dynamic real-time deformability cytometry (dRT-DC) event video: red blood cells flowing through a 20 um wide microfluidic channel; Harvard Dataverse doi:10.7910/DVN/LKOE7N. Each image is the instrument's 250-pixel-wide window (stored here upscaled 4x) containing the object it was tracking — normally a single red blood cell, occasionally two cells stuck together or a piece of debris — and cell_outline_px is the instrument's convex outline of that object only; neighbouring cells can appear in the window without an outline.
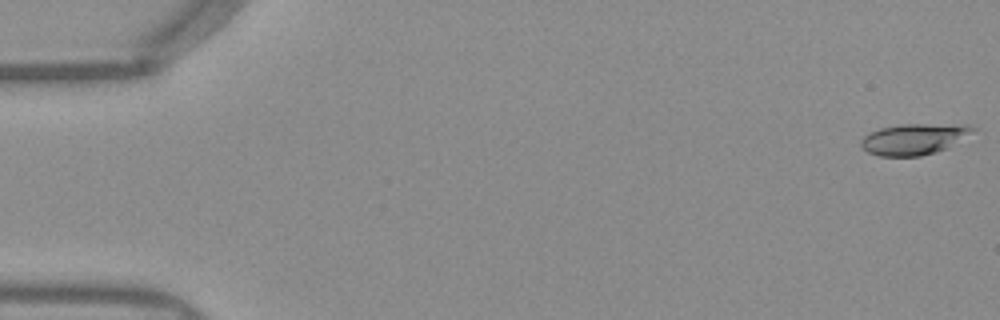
{"species": "Egyptian fruit bat (a non-hibernating species)", "species_latin": "Rousettus aegyptiacus", "temperature_condition": "warm", "stored_images_in_passage": 52, "camera_frame_rate_fps": 3000, "um_per_image_px": 0.085, "frame": {"image": 1, "passage_image": 1, "time_ms": 0.0, "image_size_px": [1000, 320], "cell_outline_px": [[976, 128], [948, 148], [936, 152], [920, 156], [880, 156], [868, 152], [860, 144], [860, 140], [864, 136], [880, 128], [904, 124], [968, 124]], "centroid_in_image_um": [77.68, 11.82], "position_along_channel_um": 7.3, "area_um2": 20.0}}
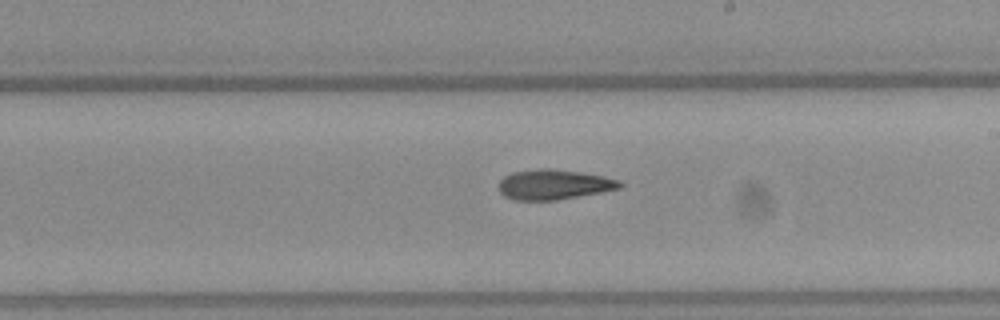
{"frame": {"image": 2, "passage_image": 30, "time_ms": 9.667, "image_size_px": [1000, 320], "cell_outline_px": [[624, 184], [620, 188], [600, 192], [556, 200], [512, 200], [504, 196], [500, 192], [500, 180], [504, 176], [512, 172], [536, 168], [552, 168], [580, 172], [604, 176], [620, 180]], "centroid_in_image_um": [47.07, 15.67], "position_along_channel_um": 241.9, "area_um2": 21.27}}
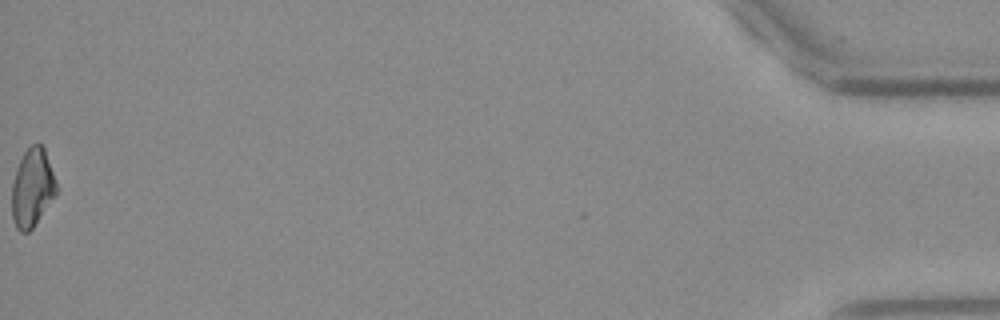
{"frame": {"image": 3, "passage_image": 52, "time_ms": 17.0, "image_size_px": [1000, 320], "cell_outline_px": [[56, 196], [32, 228], [28, 232], [20, 232], [16, 228], [12, 220], [12, 184], [16, 168], [24, 152], [32, 144], [40, 144], [44, 148], [56, 180]], "centroid_in_image_um": [2.73, 15.98], "position_along_channel_um": 432.5, "area_um2": 20.29}, "authors_computed_cell_mechanics": {"area_um2": 20.7791, "velocity_mm_per_s": 3.9623, "shape_relaxation_time_tau1_ms": null, "shape_relaxation_time_tau2_ms": 5.5549, "deformation_change_tau1": null, "deformation_change_tau2": 0.1496}}